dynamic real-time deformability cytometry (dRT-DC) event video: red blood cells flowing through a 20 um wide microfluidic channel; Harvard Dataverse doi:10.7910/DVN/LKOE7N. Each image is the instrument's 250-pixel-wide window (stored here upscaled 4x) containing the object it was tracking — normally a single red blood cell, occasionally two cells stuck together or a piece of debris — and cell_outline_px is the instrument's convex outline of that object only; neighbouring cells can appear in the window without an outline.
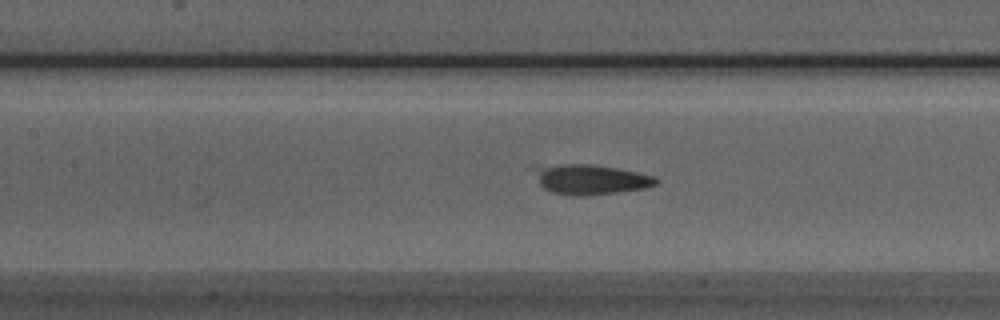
{"species": "Egyptian fruit bat (a non-hibernating species)", "species_latin": "Rousettus aegyptiacus", "temperature_condition": "room temperature", "stored_images_in_passage": 30, "camera_frame_rate_fps": 3000, "um_per_image_px": 0.085, "animal": {"sex": "male"}, "frame": {"image": 1, "passage_image": 9, "time_ms": 2.667, "image_size_px": [1000, 320], "cell_outline_px": [[660, 180], [656, 184], [648, 188], [616, 192], [580, 196], [552, 192], [544, 188], [540, 184], [528, 168], [560, 164], [588, 164], [616, 168], [656, 176]], "centroid_in_image_um": [50.17, 15.24], "position_along_channel_um": 157.2, "area_um2": 21.27}}
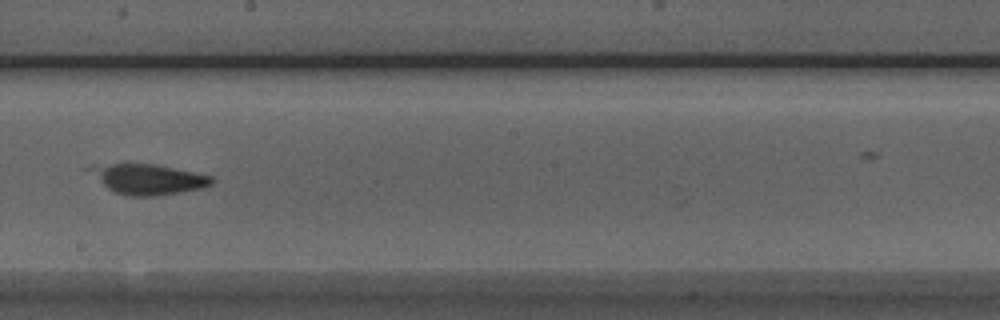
{"frame": {"image": 2, "passage_image": 15, "time_ms": 4.667, "image_size_px": [1000, 320], "cell_outline_px": [[216, 180], [212, 184], [204, 188], [156, 196], [128, 196], [116, 192], [108, 188], [84, 168], [92, 164], [152, 164], [212, 176]], "centroid_in_image_um": [12.57, 15.23], "position_along_channel_um": 235.6, "area_um2": 21.39}}
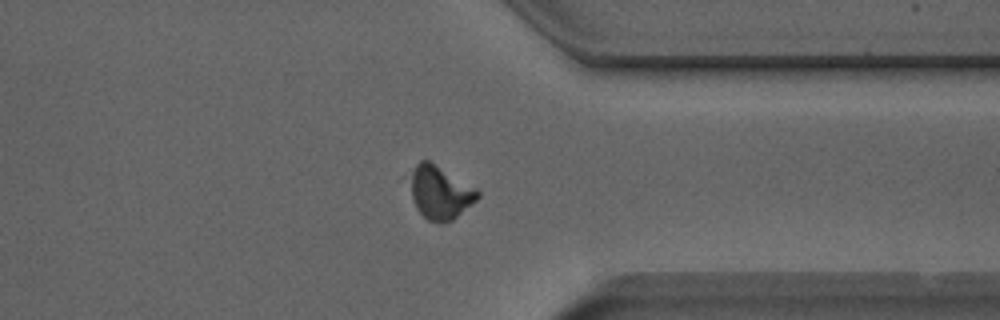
{"frame": {"image": 3, "passage_image": 26, "time_ms": 8.333, "image_size_px": [1000, 320], "cell_outline_px": [[480, 196], [476, 200], [452, 220], [444, 224], [440, 224], [428, 220], [416, 208], [412, 200], [412, 172], [416, 164], [420, 160], [428, 160], [476, 188], [480, 192]], "centroid_in_image_um": [37.42, 16.39], "position_along_channel_um": 374.0, "area_um2": 20.52}}